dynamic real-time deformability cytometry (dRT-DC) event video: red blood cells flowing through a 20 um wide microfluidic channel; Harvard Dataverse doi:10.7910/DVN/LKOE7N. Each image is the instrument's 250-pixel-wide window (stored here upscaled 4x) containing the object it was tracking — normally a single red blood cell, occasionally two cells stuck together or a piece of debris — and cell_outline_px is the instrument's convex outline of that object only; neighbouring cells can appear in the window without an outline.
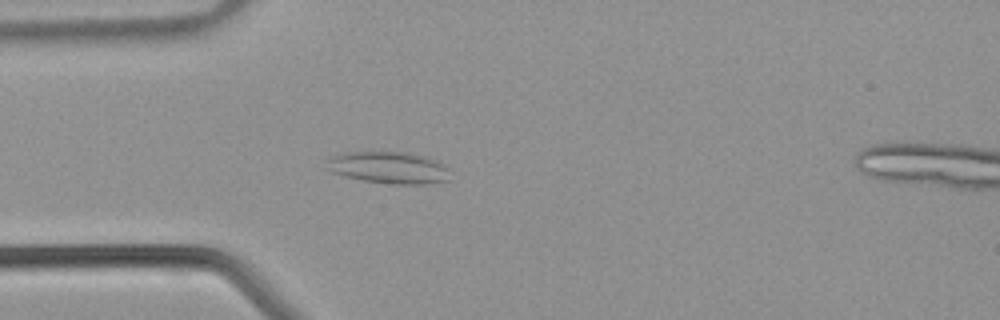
{"species": "common noctule bat (a hibernating species)", "species_latin": "Nyctalus noctula", "temperature_condition": "warm", "stored_images_in_passage": 34, "camera_frame_rate_fps": 3000, "um_per_image_px": 0.085, "animal": {"sex": "male", "body_mass_g": 21.5, "forearm_length_mm": 52.0}, "frame": {"image": 1, "passage_image": 4, "time_ms": 1.0, "image_size_px": [1000, 320], "cell_outline_px": [[452, 180], [424, 184], [392, 184], [364, 180], [344, 176], [332, 172], [324, 168], [328, 156], [344, 152], [408, 152], [440, 160], [448, 168]], "centroid_in_image_um": [33.05, 14.24], "position_along_channel_um": 51.9, "area_um2": 23.47}}
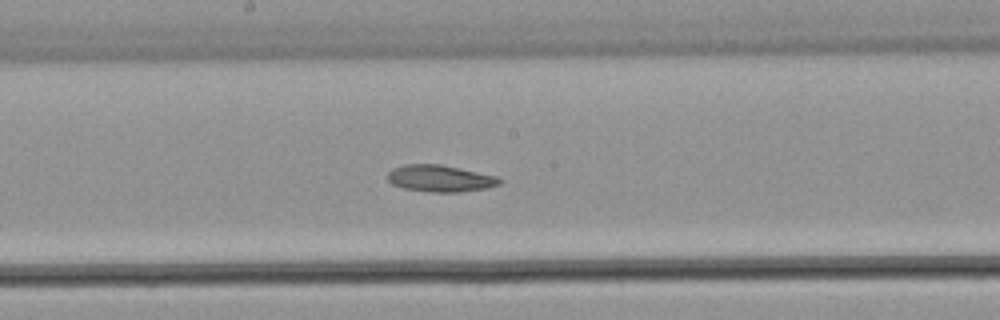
{"frame": {"image": 2, "passage_image": 14, "time_ms": 4.333, "image_size_px": [1000, 320], "cell_outline_px": [[504, 180], [500, 184], [488, 188], [460, 192], [432, 192], [404, 188], [392, 184], [388, 180], [388, 172], [392, 168], [404, 164], [440, 164], [496, 176]], "centroid_in_image_um": [37.42, 15.17], "position_along_channel_um": 210.8, "area_um2": 17.46}}
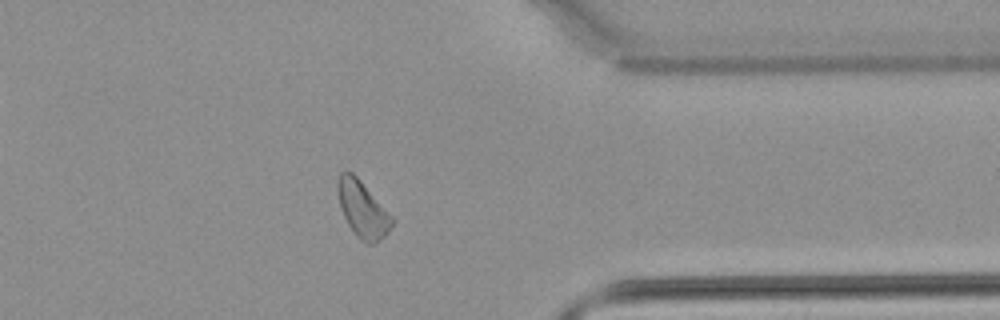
{"frame": {"image": 3, "passage_image": 25, "time_ms": 8.0, "image_size_px": [1000, 320], "cell_outline_px": [[392, 224], [388, 232], [376, 244], [368, 244], [360, 240], [356, 236], [348, 224], [344, 216], [336, 192], [336, 180], [340, 172], [352, 172], [360, 180], [392, 216]], "centroid_in_image_um": [30.79, 17.79], "position_along_channel_um": 380.6, "area_um2": 17.69}}